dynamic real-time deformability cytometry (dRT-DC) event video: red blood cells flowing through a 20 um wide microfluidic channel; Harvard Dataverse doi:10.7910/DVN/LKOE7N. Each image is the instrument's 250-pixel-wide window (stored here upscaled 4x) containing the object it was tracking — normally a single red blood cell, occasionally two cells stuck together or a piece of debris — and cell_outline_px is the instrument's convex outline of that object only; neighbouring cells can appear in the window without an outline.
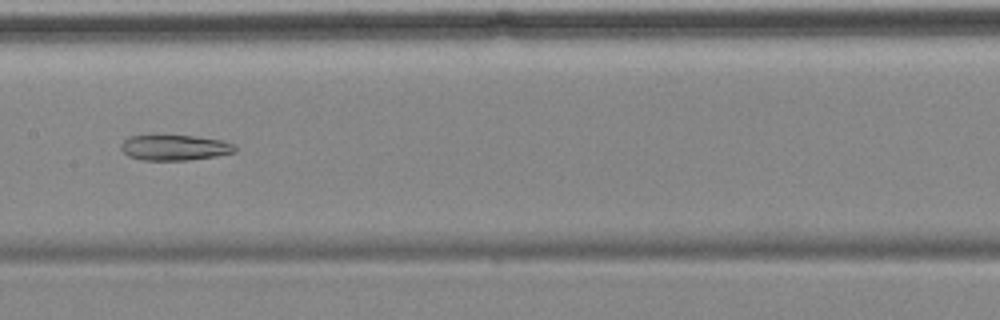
{"species": "common noctule bat (a hibernating species)", "species_latin": "Nyctalus noctula", "temperature_condition": "cold", "stored_images_in_passage": 14, "camera_frame_rate_fps": 3000, "um_per_image_px": 0.085, "animal": {"sex": "female", "body_mass_g": 18.4}, "frame": {"image": 1, "passage_image": 7, "time_ms": 8.667, "image_size_px": [1000, 320], "cell_outline_px": [[236, 152], [216, 156], [188, 160], [144, 160], [128, 156], [120, 148], [120, 144], [128, 136], [196, 136], [224, 140], [236, 144]], "centroid_in_image_um": [14.89, 12.55], "position_along_channel_um": 192.5, "area_um2": 16.99}}
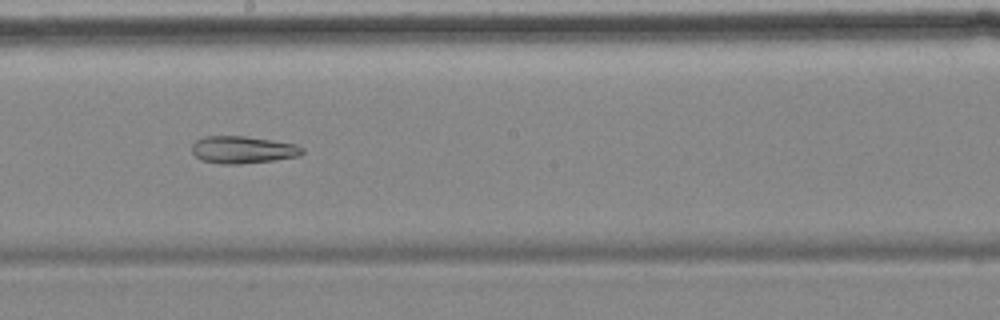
{"frame": {"image": 2, "passage_image": 8, "time_ms": 9.667, "image_size_px": [1000, 320], "cell_outline_px": [[304, 152], [300, 156], [272, 160], [240, 164], [220, 164], [200, 160], [192, 152], [192, 144], [196, 140], [208, 136], [244, 136], [272, 140], [296, 144], [304, 148]], "centroid_in_image_um": [20.64, 12.73], "position_along_channel_um": 227.6, "area_um2": 17.57}, "authors_computed_cell_mechanics": {"area_um2": 22.5998, "velocity_mm_per_s": 3.5232, "shape_relaxation_time_tau1_ms": null, "shape_relaxation_time_tau2_ms": 6.7538, "deformation_change_tau1": null, "deformation_change_tau2": 0.1623}}